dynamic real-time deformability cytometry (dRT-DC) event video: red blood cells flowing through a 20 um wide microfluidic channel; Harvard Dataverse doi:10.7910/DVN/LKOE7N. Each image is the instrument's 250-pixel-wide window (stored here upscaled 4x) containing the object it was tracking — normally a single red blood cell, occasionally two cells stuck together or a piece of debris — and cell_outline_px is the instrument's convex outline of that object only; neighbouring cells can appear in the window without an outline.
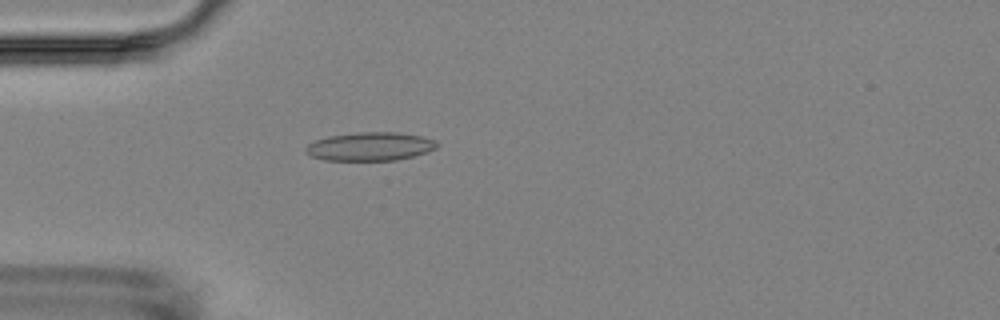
{"species": "Egyptian fruit bat (a non-hibernating species)", "species_latin": "Rousettus aegyptiacus", "temperature_condition": "room temperature", "stored_images_in_passage": 5, "camera_frame_rate_fps": 3000, "um_per_image_px": 0.085, "animal": {"sex": "female"}, "frame": {"image": 1, "passage_image": 5, "time_ms": 4.667, "image_size_px": [1000, 320], "cell_outline_px": [[440, 144], [436, 148], [428, 152], [396, 160], [324, 160], [312, 156], [304, 152], [304, 148], [308, 144], [316, 140], [328, 136], [360, 132], [396, 132], [420, 136], [436, 140]], "centroid_in_image_um": [31.46, 12.45], "position_along_channel_um": 53.5, "area_um2": 21.79}}